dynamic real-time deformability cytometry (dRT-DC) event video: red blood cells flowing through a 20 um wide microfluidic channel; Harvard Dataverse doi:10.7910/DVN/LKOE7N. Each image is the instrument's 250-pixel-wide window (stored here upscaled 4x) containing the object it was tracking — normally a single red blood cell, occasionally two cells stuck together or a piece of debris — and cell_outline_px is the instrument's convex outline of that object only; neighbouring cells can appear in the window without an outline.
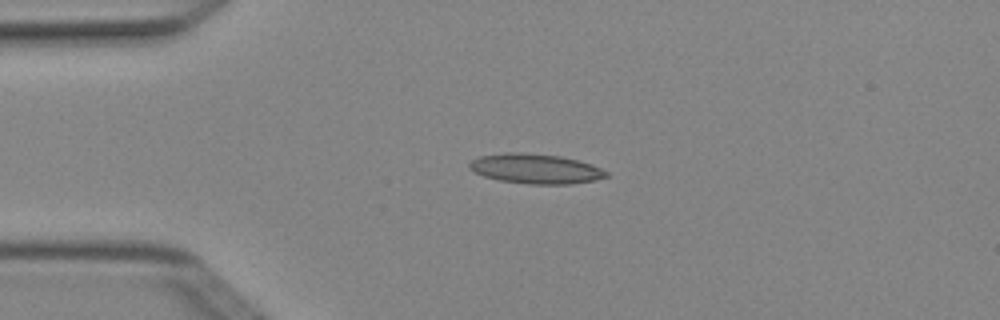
{"species": "Egyptian fruit bat (a non-hibernating species)", "species_latin": "Rousettus aegyptiacus", "temperature_condition": "cold", "stored_images_in_passage": 4, "camera_frame_rate_fps": 3000, "um_per_image_px": 0.085, "animal": {"sex": "female"}, "frame": {"image": 1, "passage_image": 2, "time_ms": 0.333, "image_size_px": [1000, 320], "cell_outline_px": [[608, 176], [592, 180], [572, 184], [528, 184], [500, 180], [484, 176], [468, 168], [468, 164], [472, 160], [480, 156], [504, 152], [520, 152], [560, 156], [592, 164], [608, 172]], "centroid_in_image_um": [45.5, 14.34], "position_along_channel_um": 39.5, "area_um2": 23.64}}
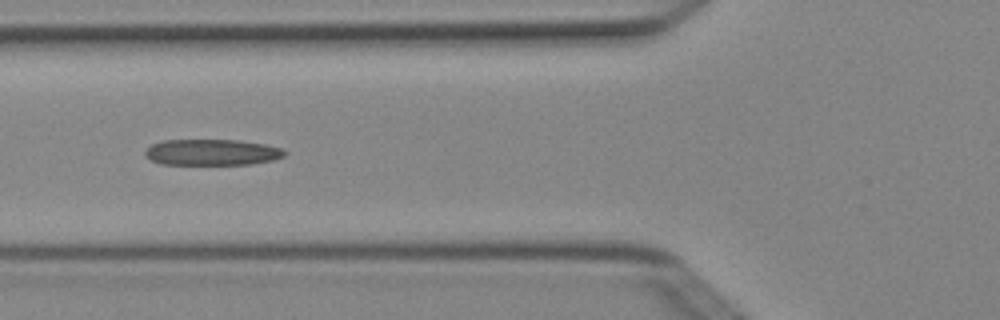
{"frame": {"image": 2, "passage_image": 4, "time_ms": 1.0, "image_size_px": [1000, 320], "cell_outline_px": [[288, 152], [284, 156], [272, 160], [252, 164], [160, 164], [144, 156], [144, 152], [152, 144], [160, 140], [236, 140], [264, 144], [280, 148]], "centroid_in_image_um": [17.99, 12.94], "position_along_channel_um": 107.8, "area_um2": 21.15}}